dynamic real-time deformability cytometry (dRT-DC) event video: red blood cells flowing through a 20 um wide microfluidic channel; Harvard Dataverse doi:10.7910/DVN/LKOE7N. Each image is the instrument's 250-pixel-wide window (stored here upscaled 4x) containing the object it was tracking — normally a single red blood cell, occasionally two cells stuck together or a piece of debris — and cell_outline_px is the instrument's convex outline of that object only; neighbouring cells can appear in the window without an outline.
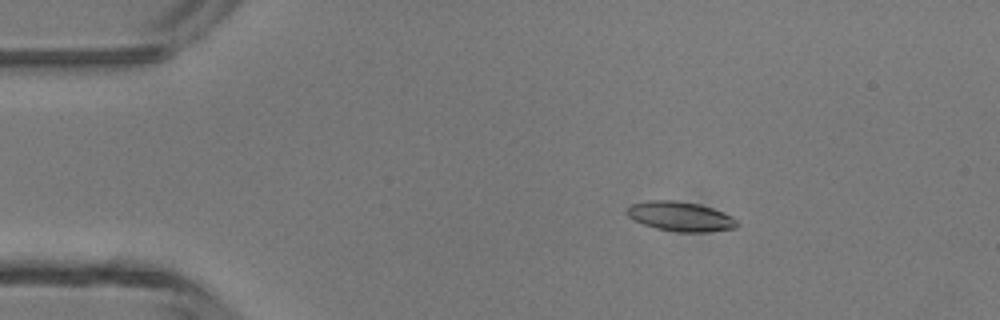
{"species": "common noctule bat (a hibernating species)", "species_latin": "Nyctalus noctula", "temperature_condition": "room temperature", "stored_images_in_passage": 5, "camera_frame_rate_fps": 3000, "um_per_image_px": 0.085, "animal": {"sex": "male", "body_mass_g": 13.3}, "frame": {"image": 1, "passage_image": 2, "time_ms": 1.333, "image_size_px": [1000, 320], "cell_outline_px": [[740, 224], [736, 228], [708, 232], [680, 232], [656, 228], [632, 220], [624, 212], [632, 204], [648, 200], [672, 200], [700, 204], [712, 208], [732, 216]], "centroid_in_image_um": [57.83, 18.4], "position_along_channel_um": 27.2, "area_um2": 19.07}}